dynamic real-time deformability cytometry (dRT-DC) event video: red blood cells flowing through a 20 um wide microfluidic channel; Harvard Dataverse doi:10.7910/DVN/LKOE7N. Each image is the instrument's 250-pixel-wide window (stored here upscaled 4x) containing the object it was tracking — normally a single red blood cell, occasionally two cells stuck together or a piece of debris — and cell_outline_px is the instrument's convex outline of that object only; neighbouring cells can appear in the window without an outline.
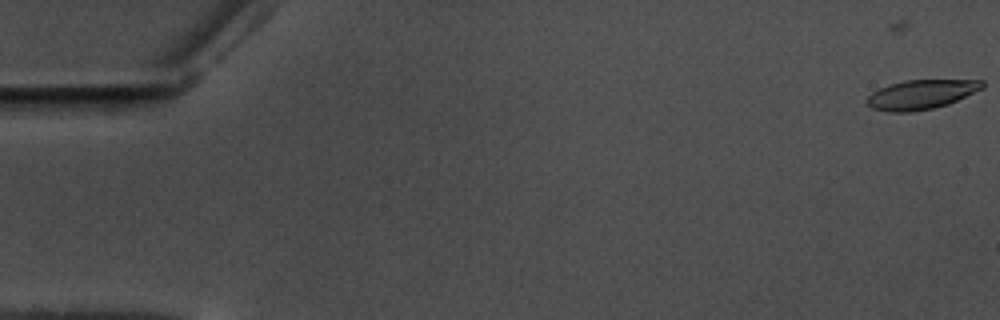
{"species": "common noctule bat (a hibernating species)", "species_latin": "Nyctalus noctula", "temperature_condition": "warm", "stored_images_in_passage": 3, "camera_frame_rate_fps": 3000, "um_per_image_px": 0.085, "animal": {"sex": "male", "body_mass_g": 17.5, "forearm_length_mm": 52.3}, "frame": {"image": 1, "passage_image": 3, "time_ms": 0.667, "image_size_px": [1000, 320], "cell_outline_px": [[984, 88], [948, 104], [932, 108], [912, 112], [888, 112], [872, 108], [864, 100], [872, 92], [888, 84], [904, 80], [984, 80]], "centroid_in_image_um": [78.28, 8.03], "position_along_channel_um": 6.7, "area_um2": 19.83}}